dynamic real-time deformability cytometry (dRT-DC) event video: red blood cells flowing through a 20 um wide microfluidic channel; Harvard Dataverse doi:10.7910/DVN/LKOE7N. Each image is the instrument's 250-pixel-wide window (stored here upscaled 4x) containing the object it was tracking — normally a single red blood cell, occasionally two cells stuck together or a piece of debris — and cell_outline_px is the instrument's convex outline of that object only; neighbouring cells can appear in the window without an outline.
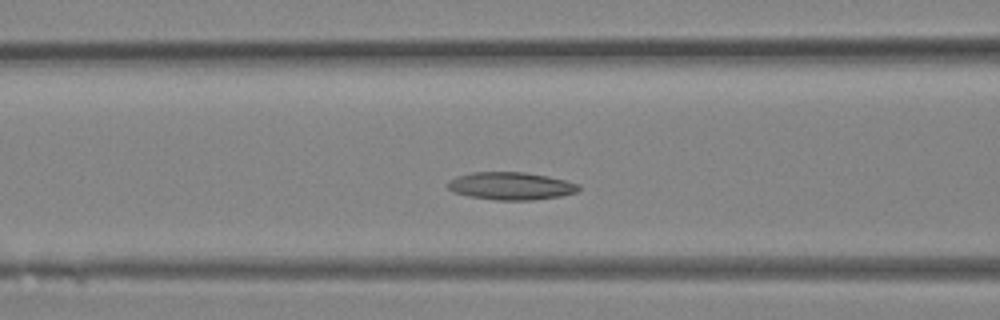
{"species": "Egyptian fruit bat (a non-hibernating species)", "species_latin": "Rousettus aegyptiacus", "temperature_condition": "room temperature", "stored_images_in_passage": 31, "camera_frame_rate_fps": 3000, "um_per_image_px": 0.085, "animal": {"sex": "female"}, "frame": {"image": 1, "passage_image": 10, "time_ms": 3.0, "image_size_px": [1000, 320], "cell_outline_px": [[580, 188], [576, 192], [560, 196], [532, 200], [496, 200], [468, 196], [452, 192], [448, 188], [448, 180], [456, 176], [472, 172], [524, 172], [548, 176], [568, 180], [580, 184]], "centroid_in_image_um": [43.42, 15.8], "position_along_channel_um": 123.2, "area_um2": 21.27}}
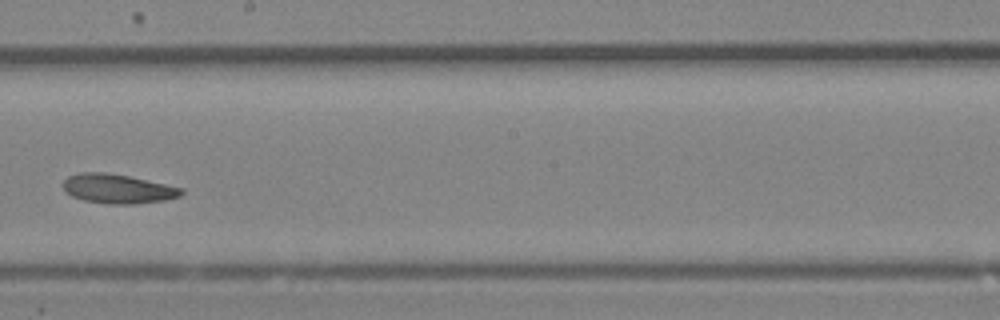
{"frame": {"image": 2, "passage_image": 16, "time_ms": 5.0, "image_size_px": [1000, 320], "cell_outline_px": [[184, 192], [180, 196], [164, 200], [132, 204], [108, 204], [84, 200], [72, 196], [64, 192], [64, 180], [68, 176], [80, 172], [104, 172], [128, 176], [184, 188]], "centroid_in_image_um": [10.0, 16.04], "position_along_channel_um": 238.2, "area_um2": 20.11}}
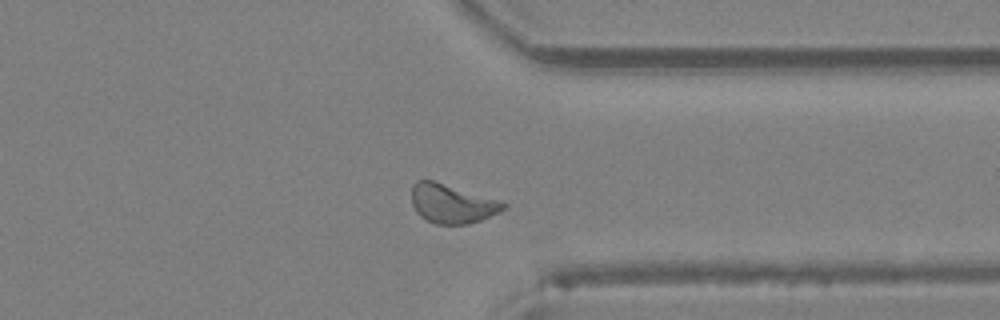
{"frame": {"image": 3, "passage_image": 23, "time_ms": 7.333, "image_size_px": [1000, 320], "cell_outline_px": [[508, 204], [500, 212], [480, 220], [468, 224], [436, 224], [420, 216], [416, 212], [412, 204], [412, 184], [416, 180], [432, 180], [496, 200]], "centroid_in_image_um": [38.37, 17.32], "position_along_channel_um": 373.0, "area_um2": 20.46}}